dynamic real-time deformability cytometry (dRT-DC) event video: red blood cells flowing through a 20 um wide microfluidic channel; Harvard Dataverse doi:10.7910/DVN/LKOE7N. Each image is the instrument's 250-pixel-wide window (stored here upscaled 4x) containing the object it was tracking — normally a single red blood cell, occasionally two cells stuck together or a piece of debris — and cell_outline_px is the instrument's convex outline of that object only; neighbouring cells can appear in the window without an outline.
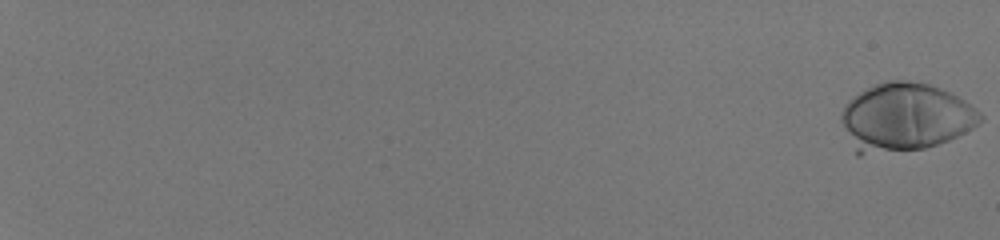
{"species": "human", "species_latin": "Homo sapiens", "temperature_condition": "room temperature", "stored_images_in_passage": 57, "camera_frame_rate_fps": 3000, "um_per_image_px": 0.085, "donor": {"sex": "male"}, "frame": {"image": 1, "passage_image": 1, "time_ms": 0.0, "image_size_px": [1000, 240], "cell_outline_px": [[984, 120], [980, 124], [948, 140], [924, 148], [860, 156], [856, 156], [840, 120], [840, 116], [844, 104], [848, 100], [872, 84], [888, 80], [908, 80], [928, 84], [940, 88], [964, 100], [976, 108], [984, 116]], "centroid_in_image_um": [76.9, 9.97], "position_along_channel_um": 8.1, "area_um2": 55.55}}
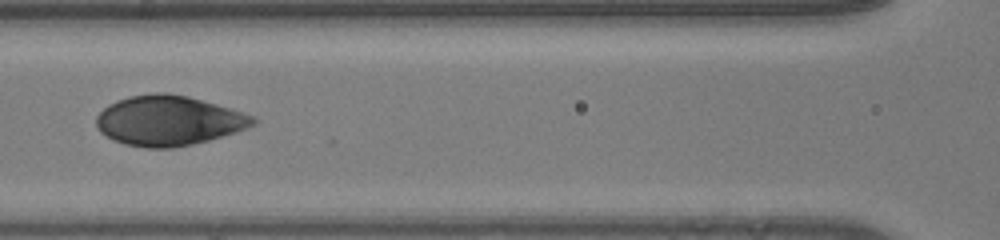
{"frame": {"image": 2, "passage_image": 33, "time_ms": 10.667, "image_size_px": [1000, 240], "cell_outline_px": [[256, 124], [236, 132], [208, 140], [192, 144], [172, 148], [148, 148], [124, 144], [112, 140], [100, 132], [96, 128], [96, 116], [108, 104], [116, 100], [128, 96], [156, 92], [164, 92], [188, 96], [244, 112], [256, 116]], "centroid_in_image_um": [14.31, 10.25], "position_along_channel_um": 152.3, "area_um2": 45.84}}
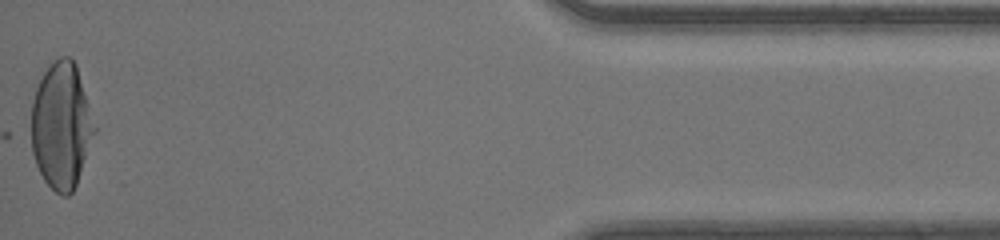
{"frame": {"image": 3, "passage_image": 57, "time_ms": 18.667, "image_size_px": [1000, 240], "cell_outline_px": [[96, 132], [76, 184], [72, 192], [68, 196], [60, 196], [44, 180], [36, 164], [24, 136], [32, 100], [36, 88], [44, 72], [52, 60], [60, 56], [68, 56], [76, 64], [96, 128]], "centroid_in_image_um": [5.12, 10.69], "position_along_channel_um": 430.1, "area_um2": 47.97}, "authors_computed_cell_mechanics": {"area_um2": 47.5694, "velocity_mm_per_s": 4.1386, "shape_relaxation_time_tau1_ms": 3.0303, "shape_relaxation_time_tau2_ms": null, "deformation_change_tau1": 0.1901, "deformation_change_tau2": null}}